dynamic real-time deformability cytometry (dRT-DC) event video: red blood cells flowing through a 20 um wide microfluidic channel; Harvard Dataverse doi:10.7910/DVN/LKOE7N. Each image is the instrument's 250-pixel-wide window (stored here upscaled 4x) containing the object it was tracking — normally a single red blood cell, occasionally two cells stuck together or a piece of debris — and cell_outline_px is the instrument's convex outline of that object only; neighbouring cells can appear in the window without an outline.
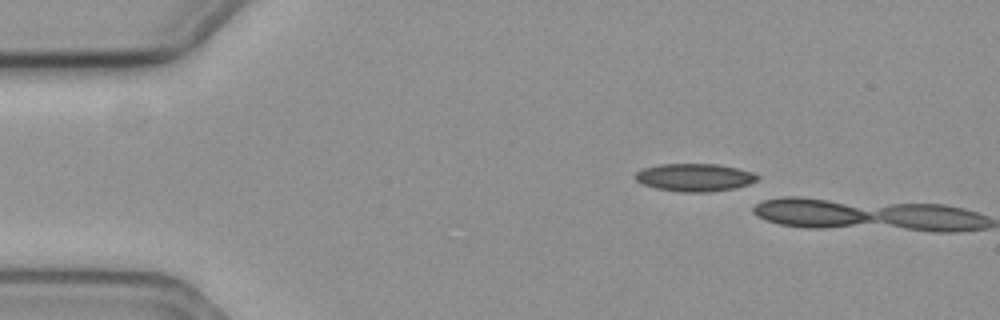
{"species": "common noctule bat (a hibernating species)", "species_latin": "Nyctalus noctula", "temperature_condition": "cold", "stored_images_in_passage": 2, "camera_frame_rate_fps": 3000, "um_per_image_px": 0.085, "animal": {"sex": "female", "body_mass_g": 19.3, "forearm_length_mm": 54.1}, "frame": {"image": 1, "passage_image": 1, "time_ms": 0.0, "image_size_px": [1000, 320], "cell_outline_px": [[760, 176], [756, 180], [748, 184], [736, 188], [708, 192], [680, 192], [656, 188], [644, 184], [636, 180], [632, 176], [636, 172], [644, 168], [660, 164], [720, 164], [752, 172]], "centroid_in_image_um": [59.03, 15.08], "position_along_channel_um": 26.0, "area_um2": 19.77}}